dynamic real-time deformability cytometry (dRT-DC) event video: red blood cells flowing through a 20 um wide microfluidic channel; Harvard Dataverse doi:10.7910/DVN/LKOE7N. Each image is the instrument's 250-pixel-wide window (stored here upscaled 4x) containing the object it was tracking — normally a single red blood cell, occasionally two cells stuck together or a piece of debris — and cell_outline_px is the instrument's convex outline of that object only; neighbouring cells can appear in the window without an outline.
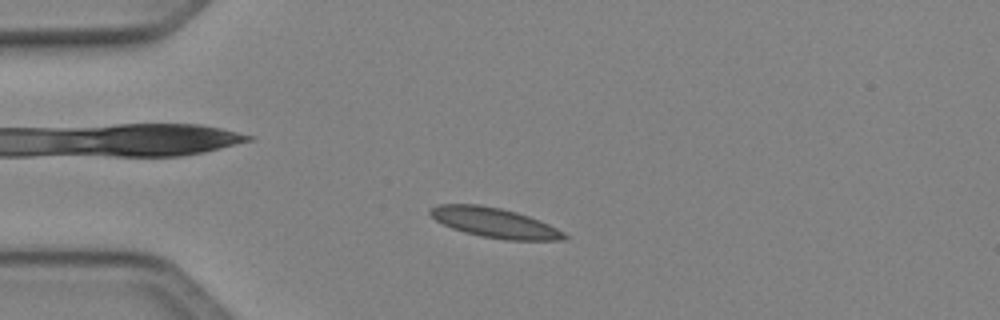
{"species": "Egyptian fruit bat (a non-hibernating species)", "species_latin": "Rousettus aegyptiacus", "temperature_condition": "cold", "stored_images_in_passage": 46, "camera_frame_rate_fps": 3000, "um_per_image_px": 0.085, "animal": {"sex": "female"}, "frame": {"image": 1, "passage_image": 7, "time_ms": 2.0, "image_size_px": [1000, 320], "cell_outline_px": [[568, 236], [564, 240], [504, 240], [480, 236], [464, 232], [452, 228], [436, 220], [428, 212], [432, 208], [440, 204], [480, 204], [500, 208], [516, 212], [528, 216], [548, 224], [564, 232]], "centroid_in_image_um": [42.04, 18.94], "position_along_channel_um": 43.0, "area_um2": 23.12}}
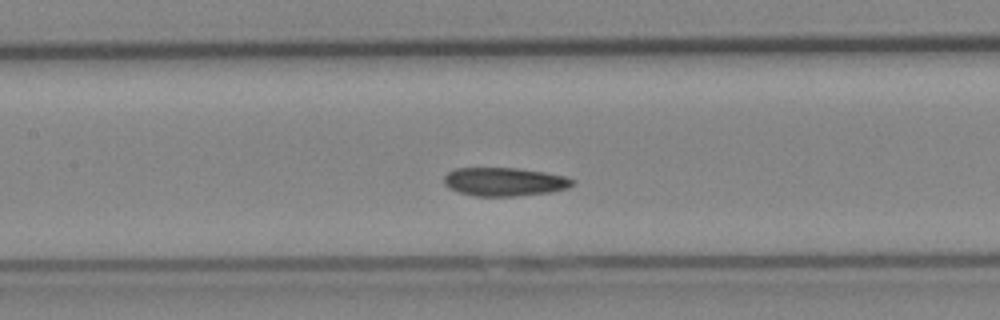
{"frame": {"image": 2, "passage_image": 18, "time_ms": 5.667, "image_size_px": [1000, 320], "cell_outline_px": [[576, 180], [568, 188], [548, 192], [516, 196], [476, 196], [460, 192], [448, 188], [444, 184], [444, 176], [448, 172], [456, 168], [516, 168], [544, 172], [564, 176]], "centroid_in_image_um": [42.85, 15.45], "position_along_channel_um": 164.5, "area_um2": 21.21}}
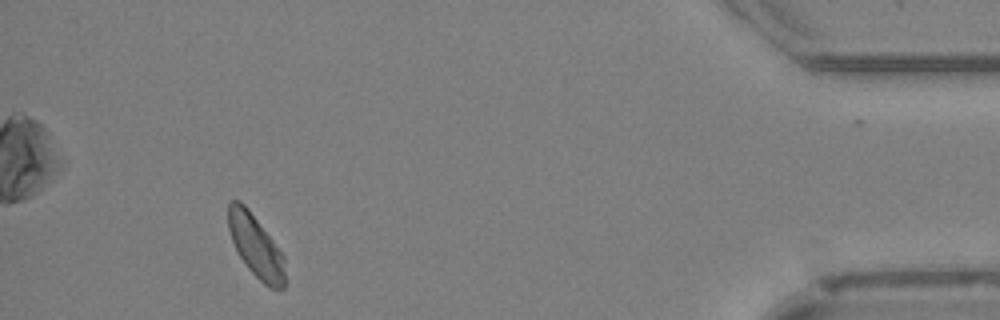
{"frame": {"image": 3, "passage_image": 41, "time_ms": 13.333, "image_size_px": [1000, 320], "cell_outline_px": [[284, 288], [268, 288], [248, 268], [240, 256], [232, 240], [228, 228], [228, 204], [232, 200], [240, 200], [248, 208], [284, 256]], "centroid_in_image_um": [21.72, 20.9], "position_along_channel_um": 413.5, "area_um2": 20.17}, "authors_computed_cell_mechanics": {"area_um2": 21.2126, "velocity_mm_per_s": 4.0323, "shape_relaxation_time_tau1_ms": null, "shape_relaxation_time_tau2_ms": 2.4888, "deformation_change_tau1": null, "deformation_change_tau2": 0.0468}}